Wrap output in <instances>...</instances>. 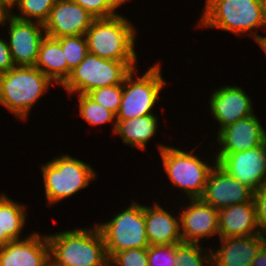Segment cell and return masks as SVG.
<instances>
[{
  "mask_svg": "<svg viewBox=\"0 0 266 266\" xmlns=\"http://www.w3.org/2000/svg\"><path fill=\"white\" fill-rule=\"evenodd\" d=\"M204 3L195 28L248 36L256 44L264 37L258 33L259 29L266 33V12L261 0H205Z\"/></svg>",
  "mask_w": 266,
  "mask_h": 266,
  "instance_id": "obj_1",
  "label": "cell"
},
{
  "mask_svg": "<svg viewBox=\"0 0 266 266\" xmlns=\"http://www.w3.org/2000/svg\"><path fill=\"white\" fill-rule=\"evenodd\" d=\"M202 143L200 142L196 147L190 148V151L185 148L183 150L180 146L173 147L172 144L156 143L163 172L168 177L167 179H169L170 185L174 189L173 192L179 190L187 199L203 196L208 176L217 163L212 152L209 155L211 158L208 157L210 162L207 161L208 158L205 154L203 159V154L201 156L195 153L199 152L197 149Z\"/></svg>",
  "mask_w": 266,
  "mask_h": 266,
  "instance_id": "obj_2",
  "label": "cell"
},
{
  "mask_svg": "<svg viewBox=\"0 0 266 266\" xmlns=\"http://www.w3.org/2000/svg\"><path fill=\"white\" fill-rule=\"evenodd\" d=\"M56 266H109L103 236L95 224L46 233Z\"/></svg>",
  "mask_w": 266,
  "mask_h": 266,
  "instance_id": "obj_3",
  "label": "cell"
},
{
  "mask_svg": "<svg viewBox=\"0 0 266 266\" xmlns=\"http://www.w3.org/2000/svg\"><path fill=\"white\" fill-rule=\"evenodd\" d=\"M53 85L57 86L35 66H14L0 74V106L18 121L30 120L32 108Z\"/></svg>",
  "mask_w": 266,
  "mask_h": 266,
  "instance_id": "obj_4",
  "label": "cell"
},
{
  "mask_svg": "<svg viewBox=\"0 0 266 266\" xmlns=\"http://www.w3.org/2000/svg\"><path fill=\"white\" fill-rule=\"evenodd\" d=\"M137 29L136 25L121 13L94 19L85 33L88 53L107 60L138 62L135 48L139 39Z\"/></svg>",
  "mask_w": 266,
  "mask_h": 266,
  "instance_id": "obj_5",
  "label": "cell"
},
{
  "mask_svg": "<svg viewBox=\"0 0 266 266\" xmlns=\"http://www.w3.org/2000/svg\"><path fill=\"white\" fill-rule=\"evenodd\" d=\"M46 163H41L44 184L45 204L47 207L58 205L87 188L99 174L89 162L75 158L68 153L53 156Z\"/></svg>",
  "mask_w": 266,
  "mask_h": 266,
  "instance_id": "obj_6",
  "label": "cell"
},
{
  "mask_svg": "<svg viewBox=\"0 0 266 266\" xmlns=\"http://www.w3.org/2000/svg\"><path fill=\"white\" fill-rule=\"evenodd\" d=\"M161 67L159 61L154 62L143 74L138 75V68H135L126 76L116 120L154 114L162 90L167 87Z\"/></svg>",
  "mask_w": 266,
  "mask_h": 266,
  "instance_id": "obj_7",
  "label": "cell"
},
{
  "mask_svg": "<svg viewBox=\"0 0 266 266\" xmlns=\"http://www.w3.org/2000/svg\"><path fill=\"white\" fill-rule=\"evenodd\" d=\"M130 201L107 222L95 223L103 236L108 259L117 252L150 245L145 229V204L133 198Z\"/></svg>",
  "mask_w": 266,
  "mask_h": 266,
  "instance_id": "obj_8",
  "label": "cell"
},
{
  "mask_svg": "<svg viewBox=\"0 0 266 266\" xmlns=\"http://www.w3.org/2000/svg\"><path fill=\"white\" fill-rule=\"evenodd\" d=\"M138 63L107 60L88 53L60 87L71 98L100 87L123 84L126 76L137 66L139 68Z\"/></svg>",
  "mask_w": 266,
  "mask_h": 266,
  "instance_id": "obj_9",
  "label": "cell"
},
{
  "mask_svg": "<svg viewBox=\"0 0 266 266\" xmlns=\"http://www.w3.org/2000/svg\"><path fill=\"white\" fill-rule=\"evenodd\" d=\"M182 201L178 207L182 241L204 244L215 236L212 240L215 244L214 240L217 242L219 239L218 210L201 198L188 199L183 204Z\"/></svg>",
  "mask_w": 266,
  "mask_h": 266,
  "instance_id": "obj_10",
  "label": "cell"
},
{
  "mask_svg": "<svg viewBox=\"0 0 266 266\" xmlns=\"http://www.w3.org/2000/svg\"><path fill=\"white\" fill-rule=\"evenodd\" d=\"M3 26L8 31L5 37L14 65L35 66L41 42L46 36L44 25L17 19L9 13Z\"/></svg>",
  "mask_w": 266,
  "mask_h": 266,
  "instance_id": "obj_11",
  "label": "cell"
},
{
  "mask_svg": "<svg viewBox=\"0 0 266 266\" xmlns=\"http://www.w3.org/2000/svg\"><path fill=\"white\" fill-rule=\"evenodd\" d=\"M265 128L257 112L242 118L213 135L216 139L212 151L214 155H230L263 145L266 142Z\"/></svg>",
  "mask_w": 266,
  "mask_h": 266,
  "instance_id": "obj_12",
  "label": "cell"
},
{
  "mask_svg": "<svg viewBox=\"0 0 266 266\" xmlns=\"http://www.w3.org/2000/svg\"><path fill=\"white\" fill-rule=\"evenodd\" d=\"M209 94L208 104L212 119L218 124L217 132L238 120L255 114L254 103L246 90L238 85L222 84Z\"/></svg>",
  "mask_w": 266,
  "mask_h": 266,
  "instance_id": "obj_13",
  "label": "cell"
},
{
  "mask_svg": "<svg viewBox=\"0 0 266 266\" xmlns=\"http://www.w3.org/2000/svg\"><path fill=\"white\" fill-rule=\"evenodd\" d=\"M217 164L253 191L266 184V142L256 148L215 155Z\"/></svg>",
  "mask_w": 266,
  "mask_h": 266,
  "instance_id": "obj_14",
  "label": "cell"
},
{
  "mask_svg": "<svg viewBox=\"0 0 266 266\" xmlns=\"http://www.w3.org/2000/svg\"><path fill=\"white\" fill-rule=\"evenodd\" d=\"M254 191L239 182L217 163L206 182L201 199L218 211L231 205L253 200Z\"/></svg>",
  "mask_w": 266,
  "mask_h": 266,
  "instance_id": "obj_15",
  "label": "cell"
},
{
  "mask_svg": "<svg viewBox=\"0 0 266 266\" xmlns=\"http://www.w3.org/2000/svg\"><path fill=\"white\" fill-rule=\"evenodd\" d=\"M95 18L73 0H56L47 21L43 24L46 36L85 35Z\"/></svg>",
  "mask_w": 266,
  "mask_h": 266,
  "instance_id": "obj_16",
  "label": "cell"
},
{
  "mask_svg": "<svg viewBox=\"0 0 266 266\" xmlns=\"http://www.w3.org/2000/svg\"><path fill=\"white\" fill-rule=\"evenodd\" d=\"M49 261V241L40 231L0 247V266H46Z\"/></svg>",
  "mask_w": 266,
  "mask_h": 266,
  "instance_id": "obj_17",
  "label": "cell"
},
{
  "mask_svg": "<svg viewBox=\"0 0 266 266\" xmlns=\"http://www.w3.org/2000/svg\"><path fill=\"white\" fill-rule=\"evenodd\" d=\"M265 242L266 238L260 234L247 237L219 238L216 242L219 244L218 246L215 244L209 246L212 251V265L251 266L257 251Z\"/></svg>",
  "mask_w": 266,
  "mask_h": 266,
  "instance_id": "obj_18",
  "label": "cell"
},
{
  "mask_svg": "<svg viewBox=\"0 0 266 266\" xmlns=\"http://www.w3.org/2000/svg\"><path fill=\"white\" fill-rule=\"evenodd\" d=\"M153 200L151 205L145 204V229L149 244L172 245L182 243L179 211L176 209L168 211L167 207L160 204L157 199L154 198Z\"/></svg>",
  "mask_w": 266,
  "mask_h": 266,
  "instance_id": "obj_19",
  "label": "cell"
},
{
  "mask_svg": "<svg viewBox=\"0 0 266 266\" xmlns=\"http://www.w3.org/2000/svg\"><path fill=\"white\" fill-rule=\"evenodd\" d=\"M219 238L259 234L254 201L231 205L218 211Z\"/></svg>",
  "mask_w": 266,
  "mask_h": 266,
  "instance_id": "obj_20",
  "label": "cell"
},
{
  "mask_svg": "<svg viewBox=\"0 0 266 266\" xmlns=\"http://www.w3.org/2000/svg\"><path fill=\"white\" fill-rule=\"evenodd\" d=\"M156 114L135 117L128 120H116L115 134L124 145L131 149L146 151L147 144L155 138L159 130L160 117Z\"/></svg>",
  "mask_w": 266,
  "mask_h": 266,
  "instance_id": "obj_21",
  "label": "cell"
},
{
  "mask_svg": "<svg viewBox=\"0 0 266 266\" xmlns=\"http://www.w3.org/2000/svg\"><path fill=\"white\" fill-rule=\"evenodd\" d=\"M35 67L57 86H61L66 81L67 61L57 39L44 37L39 48Z\"/></svg>",
  "mask_w": 266,
  "mask_h": 266,
  "instance_id": "obj_22",
  "label": "cell"
},
{
  "mask_svg": "<svg viewBox=\"0 0 266 266\" xmlns=\"http://www.w3.org/2000/svg\"><path fill=\"white\" fill-rule=\"evenodd\" d=\"M27 205L10 198L0 192V235H7L12 241L23 240L31 233L23 236L27 223Z\"/></svg>",
  "mask_w": 266,
  "mask_h": 266,
  "instance_id": "obj_23",
  "label": "cell"
},
{
  "mask_svg": "<svg viewBox=\"0 0 266 266\" xmlns=\"http://www.w3.org/2000/svg\"><path fill=\"white\" fill-rule=\"evenodd\" d=\"M78 99L79 117L91 127L111 124L113 134L116 128V115L101 104L94 102L86 94L75 95Z\"/></svg>",
  "mask_w": 266,
  "mask_h": 266,
  "instance_id": "obj_24",
  "label": "cell"
},
{
  "mask_svg": "<svg viewBox=\"0 0 266 266\" xmlns=\"http://www.w3.org/2000/svg\"><path fill=\"white\" fill-rule=\"evenodd\" d=\"M198 243L176 244V266H213L211 247Z\"/></svg>",
  "mask_w": 266,
  "mask_h": 266,
  "instance_id": "obj_25",
  "label": "cell"
},
{
  "mask_svg": "<svg viewBox=\"0 0 266 266\" xmlns=\"http://www.w3.org/2000/svg\"><path fill=\"white\" fill-rule=\"evenodd\" d=\"M55 2L56 0H19L9 13L20 20L44 24Z\"/></svg>",
  "mask_w": 266,
  "mask_h": 266,
  "instance_id": "obj_26",
  "label": "cell"
},
{
  "mask_svg": "<svg viewBox=\"0 0 266 266\" xmlns=\"http://www.w3.org/2000/svg\"><path fill=\"white\" fill-rule=\"evenodd\" d=\"M60 42L65 59L67 61V78L71 71L77 67L88 54V47L85 35L63 36L57 38Z\"/></svg>",
  "mask_w": 266,
  "mask_h": 266,
  "instance_id": "obj_27",
  "label": "cell"
},
{
  "mask_svg": "<svg viewBox=\"0 0 266 266\" xmlns=\"http://www.w3.org/2000/svg\"><path fill=\"white\" fill-rule=\"evenodd\" d=\"M122 94L123 84H116L113 86L94 89L86 95L94 102L101 104L103 107L117 115L119 112Z\"/></svg>",
  "mask_w": 266,
  "mask_h": 266,
  "instance_id": "obj_28",
  "label": "cell"
},
{
  "mask_svg": "<svg viewBox=\"0 0 266 266\" xmlns=\"http://www.w3.org/2000/svg\"><path fill=\"white\" fill-rule=\"evenodd\" d=\"M87 10L95 19L119 14L122 5L117 0H73Z\"/></svg>",
  "mask_w": 266,
  "mask_h": 266,
  "instance_id": "obj_29",
  "label": "cell"
},
{
  "mask_svg": "<svg viewBox=\"0 0 266 266\" xmlns=\"http://www.w3.org/2000/svg\"><path fill=\"white\" fill-rule=\"evenodd\" d=\"M109 266H148L147 248H134L115 253Z\"/></svg>",
  "mask_w": 266,
  "mask_h": 266,
  "instance_id": "obj_30",
  "label": "cell"
},
{
  "mask_svg": "<svg viewBox=\"0 0 266 266\" xmlns=\"http://www.w3.org/2000/svg\"><path fill=\"white\" fill-rule=\"evenodd\" d=\"M176 244L149 245L147 247L148 266H176Z\"/></svg>",
  "mask_w": 266,
  "mask_h": 266,
  "instance_id": "obj_31",
  "label": "cell"
},
{
  "mask_svg": "<svg viewBox=\"0 0 266 266\" xmlns=\"http://www.w3.org/2000/svg\"><path fill=\"white\" fill-rule=\"evenodd\" d=\"M253 201L256 209L259 234L266 238V184L254 191Z\"/></svg>",
  "mask_w": 266,
  "mask_h": 266,
  "instance_id": "obj_32",
  "label": "cell"
},
{
  "mask_svg": "<svg viewBox=\"0 0 266 266\" xmlns=\"http://www.w3.org/2000/svg\"><path fill=\"white\" fill-rule=\"evenodd\" d=\"M2 37L3 35L0 37V74L8 72L15 66L11 58L7 39Z\"/></svg>",
  "mask_w": 266,
  "mask_h": 266,
  "instance_id": "obj_33",
  "label": "cell"
},
{
  "mask_svg": "<svg viewBox=\"0 0 266 266\" xmlns=\"http://www.w3.org/2000/svg\"><path fill=\"white\" fill-rule=\"evenodd\" d=\"M251 266H266V242L257 251Z\"/></svg>",
  "mask_w": 266,
  "mask_h": 266,
  "instance_id": "obj_34",
  "label": "cell"
},
{
  "mask_svg": "<svg viewBox=\"0 0 266 266\" xmlns=\"http://www.w3.org/2000/svg\"><path fill=\"white\" fill-rule=\"evenodd\" d=\"M19 0H0V3L10 12Z\"/></svg>",
  "mask_w": 266,
  "mask_h": 266,
  "instance_id": "obj_35",
  "label": "cell"
},
{
  "mask_svg": "<svg viewBox=\"0 0 266 266\" xmlns=\"http://www.w3.org/2000/svg\"><path fill=\"white\" fill-rule=\"evenodd\" d=\"M9 14V11L0 3V29L4 24L5 18Z\"/></svg>",
  "mask_w": 266,
  "mask_h": 266,
  "instance_id": "obj_36",
  "label": "cell"
},
{
  "mask_svg": "<svg viewBox=\"0 0 266 266\" xmlns=\"http://www.w3.org/2000/svg\"><path fill=\"white\" fill-rule=\"evenodd\" d=\"M12 240L7 235H0V247L5 246Z\"/></svg>",
  "mask_w": 266,
  "mask_h": 266,
  "instance_id": "obj_37",
  "label": "cell"
},
{
  "mask_svg": "<svg viewBox=\"0 0 266 266\" xmlns=\"http://www.w3.org/2000/svg\"><path fill=\"white\" fill-rule=\"evenodd\" d=\"M257 45L259 46V48L265 53L266 55V36H264L258 43Z\"/></svg>",
  "mask_w": 266,
  "mask_h": 266,
  "instance_id": "obj_38",
  "label": "cell"
},
{
  "mask_svg": "<svg viewBox=\"0 0 266 266\" xmlns=\"http://www.w3.org/2000/svg\"><path fill=\"white\" fill-rule=\"evenodd\" d=\"M122 6H125V4L133 2L132 0H117Z\"/></svg>",
  "mask_w": 266,
  "mask_h": 266,
  "instance_id": "obj_39",
  "label": "cell"
},
{
  "mask_svg": "<svg viewBox=\"0 0 266 266\" xmlns=\"http://www.w3.org/2000/svg\"><path fill=\"white\" fill-rule=\"evenodd\" d=\"M261 3H262V5H263V7H264V10H265V12H266V0H261Z\"/></svg>",
  "mask_w": 266,
  "mask_h": 266,
  "instance_id": "obj_40",
  "label": "cell"
},
{
  "mask_svg": "<svg viewBox=\"0 0 266 266\" xmlns=\"http://www.w3.org/2000/svg\"><path fill=\"white\" fill-rule=\"evenodd\" d=\"M46 266H56V265H54L51 261H49Z\"/></svg>",
  "mask_w": 266,
  "mask_h": 266,
  "instance_id": "obj_41",
  "label": "cell"
}]
</instances>
